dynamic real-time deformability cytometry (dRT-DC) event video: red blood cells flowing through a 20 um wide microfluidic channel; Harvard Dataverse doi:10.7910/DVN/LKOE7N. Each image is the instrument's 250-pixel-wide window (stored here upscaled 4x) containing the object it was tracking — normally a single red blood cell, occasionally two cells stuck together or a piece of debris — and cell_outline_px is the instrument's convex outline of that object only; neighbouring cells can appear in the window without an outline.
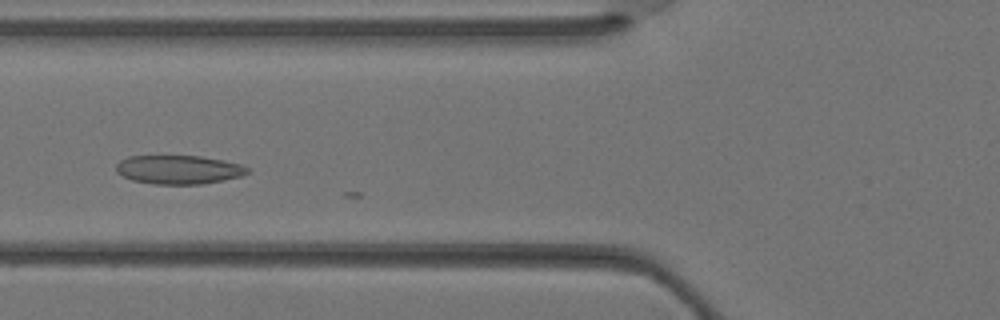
{"species": "Egyptian fruit bat (a non-hibernating species)", "species_latin": "Rousettus aegyptiacus", "temperature_condition": "warm", "stored_images_in_passage": 19, "camera_frame_rate_fps": 3000, "um_per_image_px": 0.085, "animal": {"sex": "female"}, "frame": {"image": 1, "passage_image": 12, "time_ms": 3.667, "image_size_px": [1000, 320], "cell_outline_px": [[248, 172], [240, 176], [200, 184], [156, 184], [132, 180], [116, 172], [116, 164], [120, 160], [128, 156], [200, 156], [224, 160], [240, 164], [248, 168]], "centroid_in_image_um": [15.15, 14.41], "position_along_channel_um": 110.7, "area_um2": 21.79}}
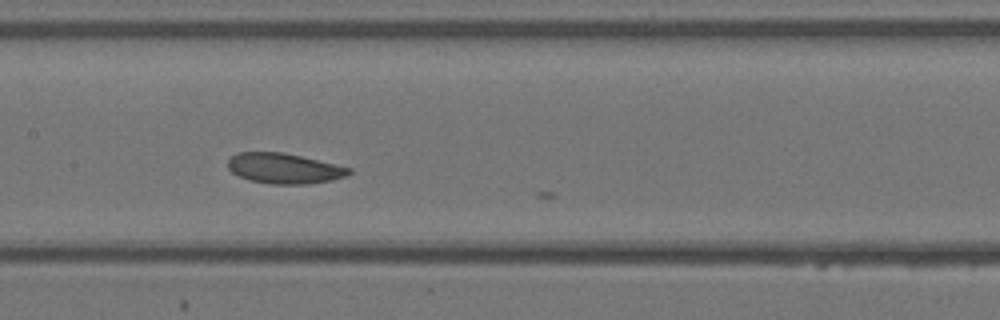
{"frame": {"image": 2, "passage_image": 16, "time_ms": 5.0, "image_size_px": [1000, 320], "cell_outline_px": [[352, 172], [344, 176], [332, 180], [308, 184], [272, 184], [248, 180], [232, 172], [228, 168], [228, 160], [236, 152], [284, 152], [336, 164], [352, 168]], "centroid_in_image_um": [24.15, 14.31], "position_along_channel_um": 183.2, "area_um2": 21.44}}
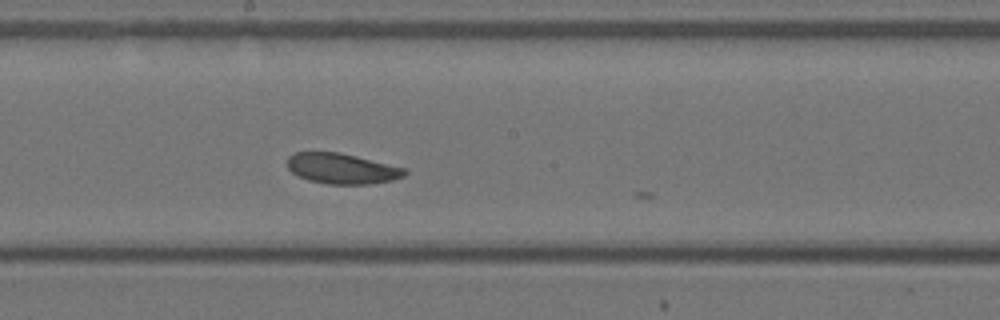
{"frame": {"image": 3, "passage_image": 18, "time_ms": 5.667, "image_size_px": [1000, 320], "cell_outline_px": [[408, 172], [404, 176], [392, 180], [368, 184], [328, 184], [308, 180], [292, 172], [288, 168], [288, 156], [296, 152], [340, 152], [404, 168]], "centroid_in_image_um": [29.05, 14.33], "position_along_channel_um": 219.2, "area_um2": 20.63}}